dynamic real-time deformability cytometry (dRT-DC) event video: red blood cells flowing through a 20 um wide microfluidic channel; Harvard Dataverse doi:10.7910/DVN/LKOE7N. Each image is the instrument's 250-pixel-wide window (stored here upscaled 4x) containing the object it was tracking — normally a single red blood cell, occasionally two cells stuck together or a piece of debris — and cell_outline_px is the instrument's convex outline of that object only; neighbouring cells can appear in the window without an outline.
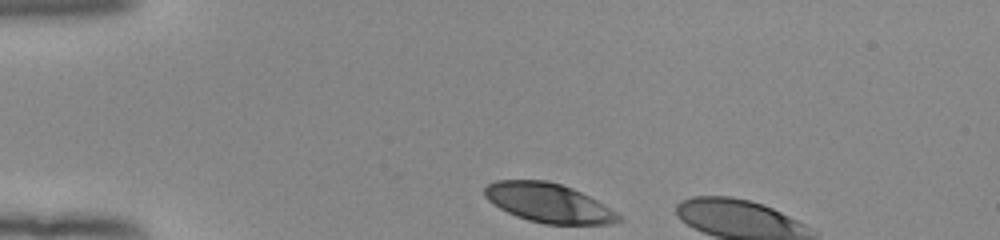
{"species": "human", "species_latin": "Homo sapiens", "temperature_condition": "room temperature", "stored_images_in_passage": 5, "camera_frame_rate_fps": 3000, "um_per_image_px": 0.085, "donor": {"sex": "female"}, "frame": {"image": 1, "passage_image": 1, "time_ms": 0.0, "image_size_px": [1000, 240], "cell_outline_px": [[624, 220], [612, 224], [544, 224], [528, 220], [516, 216], [500, 208], [488, 200], [484, 196], [484, 188], [488, 184], [496, 180], [548, 180], [572, 188], [596, 200], [624, 216]], "centroid_in_image_um": [46.65, 17.25], "position_along_channel_um": 38.3, "area_um2": 30.63}}